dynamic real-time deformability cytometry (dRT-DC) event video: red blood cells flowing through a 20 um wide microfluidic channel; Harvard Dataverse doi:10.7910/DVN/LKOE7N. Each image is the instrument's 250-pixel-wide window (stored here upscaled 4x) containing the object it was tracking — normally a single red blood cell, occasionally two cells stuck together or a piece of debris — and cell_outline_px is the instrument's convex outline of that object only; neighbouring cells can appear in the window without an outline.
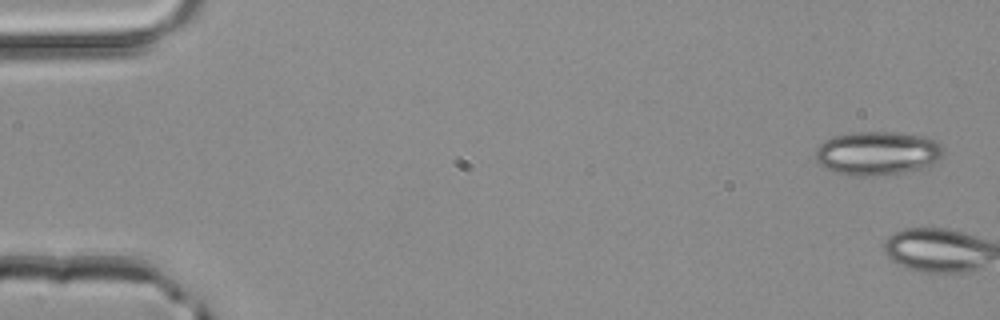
{"species": "common noctule bat (a hibernating species)", "species_latin": "Nyctalus noctula", "temperature_condition": "room temperature", "stored_images_in_passage": 5, "camera_frame_rate_fps": 3000, "um_per_image_px": 0.085, "animal": {"sex": "male", "body_mass_g": 20.4}, "frame": {"image": 1, "passage_image": 1, "time_ms": 0.0, "image_size_px": [1000, 320], "cell_outline_px": [[944, 152], [936, 160], [924, 168], [904, 172], [872, 176], [864, 176], [836, 172], [824, 168], [816, 160], [816, 148], [824, 140], [836, 136], [852, 132], [892, 132], [924, 136], [940, 144], [944, 148]], "centroid_in_image_um": [74.57, 13.02], "position_along_channel_um": 10.4, "area_um2": 32.31}}